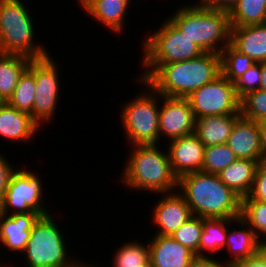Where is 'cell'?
<instances>
[{
  "instance_id": "1f68e13d",
  "label": "cell",
  "mask_w": 266,
  "mask_h": 267,
  "mask_svg": "<svg viewBox=\"0 0 266 267\" xmlns=\"http://www.w3.org/2000/svg\"><path fill=\"white\" fill-rule=\"evenodd\" d=\"M202 229L203 218L192 216L187 222L174 231L171 236L198 257V247Z\"/></svg>"
},
{
  "instance_id": "d590c367",
  "label": "cell",
  "mask_w": 266,
  "mask_h": 267,
  "mask_svg": "<svg viewBox=\"0 0 266 267\" xmlns=\"http://www.w3.org/2000/svg\"><path fill=\"white\" fill-rule=\"evenodd\" d=\"M8 161L9 160L0 154V203L4 200L12 176L18 169H14L15 165L11 166V163L9 164Z\"/></svg>"
},
{
  "instance_id": "277c9868",
  "label": "cell",
  "mask_w": 266,
  "mask_h": 267,
  "mask_svg": "<svg viewBox=\"0 0 266 267\" xmlns=\"http://www.w3.org/2000/svg\"><path fill=\"white\" fill-rule=\"evenodd\" d=\"M168 19L204 52L220 54L231 44V23L227 11L196 3L179 7Z\"/></svg>"
},
{
  "instance_id": "5b68a950",
  "label": "cell",
  "mask_w": 266,
  "mask_h": 267,
  "mask_svg": "<svg viewBox=\"0 0 266 267\" xmlns=\"http://www.w3.org/2000/svg\"><path fill=\"white\" fill-rule=\"evenodd\" d=\"M22 2L0 0V54L21 55L31 60L49 56L44 46L33 41L35 26Z\"/></svg>"
},
{
  "instance_id": "836d02e7",
  "label": "cell",
  "mask_w": 266,
  "mask_h": 267,
  "mask_svg": "<svg viewBox=\"0 0 266 267\" xmlns=\"http://www.w3.org/2000/svg\"><path fill=\"white\" fill-rule=\"evenodd\" d=\"M261 79V63H255L234 82L237 96L241 99L247 93L259 90Z\"/></svg>"
},
{
  "instance_id": "52a82bcc",
  "label": "cell",
  "mask_w": 266,
  "mask_h": 267,
  "mask_svg": "<svg viewBox=\"0 0 266 267\" xmlns=\"http://www.w3.org/2000/svg\"><path fill=\"white\" fill-rule=\"evenodd\" d=\"M148 92L127 101L121 110V123L128 143L133 145H157L159 141V113L161 94L145 81L139 80ZM147 85V86H146ZM158 97V98H157ZM158 99V100H157Z\"/></svg>"
},
{
  "instance_id": "ba28073f",
  "label": "cell",
  "mask_w": 266,
  "mask_h": 267,
  "mask_svg": "<svg viewBox=\"0 0 266 267\" xmlns=\"http://www.w3.org/2000/svg\"><path fill=\"white\" fill-rule=\"evenodd\" d=\"M143 40L142 64H169L196 58L204 53L169 19Z\"/></svg>"
},
{
  "instance_id": "f1b7e54d",
  "label": "cell",
  "mask_w": 266,
  "mask_h": 267,
  "mask_svg": "<svg viewBox=\"0 0 266 267\" xmlns=\"http://www.w3.org/2000/svg\"><path fill=\"white\" fill-rule=\"evenodd\" d=\"M241 217L247 223V225H249L254 230L256 237L265 245L266 202L254 200L249 196H245L244 198H242Z\"/></svg>"
},
{
  "instance_id": "7bdbcfd3",
  "label": "cell",
  "mask_w": 266,
  "mask_h": 267,
  "mask_svg": "<svg viewBox=\"0 0 266 267\" xmlns=\"http://www.w3.org/2000/svg\"><path fill=\"white\" fill-rule=\"evenodd\" d=\"M84 267H98V266H96V264H95V265H93V264L91 265V264H86V263H85V264H84ZM99 267H100V266H99Z\"/></svg>"
},
{
  "instance_id": "4fadbf2b",
  "label": "cell",
  "mask_w": 266,
  "mask_h": 267,
  "mask_svg": "<svg viewBox=\"0 0 266 267\" xmlns=\"http://www.w3.org/2000/svg\"><path fill=\"white\" fill-rule=\"evenodd\" d=\"M168 156L173 173L179 178L202 170L205 145L193 133L169 141Z\"/></svg>"
},
{
  "instance_id": "d6a6232c",
  "label": "cell",
  "mask_w": 266,
  "mask_h": 267,
  "mask_svg": "<svg viewBox=\"0 0 266 267\" xmlns=\"http://www.w3.org/2000/svg\"><path fill=\"white\" fill-rule=\"evenodd\" d=\"M240 113L242 117L255 122L266 120V91L259 89L243 96Z\"/></svg>"
},
{
  "instance_id": "cb8c5ba5",
  "label": "cell",
  "mask_w": 266,
  "mask_h": 267,
  "mask_svg": "<svg viewBox=\"0 0 266 267\" xmlns=\"http://www.w3.org/2000/svg\"><path fill=\"white\" fill-rule=\"evenodd\" d=\"M236 224L235 219L227 218H203V229L198 247V257H208V253H217L223 248L225 250L227 227ZM229 224V225H228Z\"/></svg>"
},
{
  "instance_id": "ac0fdd59",
  "label": "cell",
  "mask_w": 266,
  "mask_h": 267,
  "mask_svg": "<svg viewBox=\"0 0 266 267\" xmlns=\"http://www.w3.org/2000/svg\"><path fill=\"white\" fill-rule=\"evenodd\" d=\"M40 125L24 111H19L7 102L0 104V136L13 142L29 141Z\"/></svg>"
},
{
  "instance_id": "f35d334b",
  "label": "cell",
  "mask_w": 266,
  "mask_h": 267,
  "mask_svg": "<svg viewBox=\"0 0 266 267\" xmlns=\"http://www.w3.org/2000/svg\"><path fill=\"white\" fill-rule=\"evenodd\" d=\"M189 267H229L224 262L219 261L218 259H213L210 256L208 257H195Z\"/></svg>"
},
{
  "instance_id": "ffe728a7",
  "label": "cell",
  "mask_w": 266,
  "mask_h": 267,
  "mask_svg": "<svg viewBox=\"0 0 266 267\" xmlns=\"http://www.w3.org/2000/svg\"><path fill=\"white\" fill-rule=\"evenodd\" d=\"M82 9L112 32L121 33L130 4L121 0H78ZM129 5V6H128Z\"/></svg>"
},
{
  "instance_id": "4316f807",
  "label": "cell",
  "mask_w": 266,
  "mask_h": 267,
  "mask_svg": "<svg viewBox=\"0 0 266 267\" xmlns=\"http://www.w3.org/2000/svg\"><path fill=\"white\" fill-rule=\"evenodd\" d=\"M36 85L34 74L26 68L19 77L17 86L7 103L19 111L27 112L33 118V102Z\"/></svg>"
},
{
  "instance_id": "2e32d148",
  "label": "cell",
  "mask_w": 266,
  "mask_h": 267,
  "mask_svg": "<svg viewBox=\"0 0 266 267\" xmlns=\"http://www.w3.org/2000/svg\"><path fill=\"white\" fill-rule=\"evenodd\" d=\"M237 158L255 160L263 163L260 145V132L257 122L240 117L233 126L226 142Z\"/></svg>"
},
{
  "instance_id": "8d00e7d4",
  "label": "cell",
  "mask_w": 266,
  "mask_h": 267,
  "mask_svg": "<svg viewBox=\"0 0 266 267\" xmlns=\"http://www.w3.org/2000/svg\"><path fill=\"white\" fill-rule=\"evenodd\" d=\"M229 267H266V246H263L256 254L235 262Z\"/></svg>"
},
{
  "instance_id": "30bf717a",
  "label": "cell",
  "mask_w": 266,
  "mask_h": 267,
  "mask_svg": "<svg viewBox=\"0 0 266 267\" xmlns=\"http://www.w3.org/2000/svg\"><path fill=\"white\" fill-rule=\"evenodd\" d=\"M42 185L36 173L18 168L12 176L4 200L0 203L1 213H38L41 216L50 214L43 206L44 201L42 204Z\"/></svg>"
},
{
  "instance_id": "e575fe53",
  "label": "cell",
  "mask_w": 266,
  "mask_h": 267,
  "mask_svg": "<svg viewBox=\"0 0 266 267\" xmlns=\"http://www.w3.org/2000/svg\"><path fill=\"white\" fill-rule=\"evenodd\" d=\"M248 196L251 199L266 202V163H260L257 166L253 186Z\"/></svg>"
},
{
  "instance_id": "f546056e",
  "label": "cell",
  "mask_w": 266,
  "mask_h": 267,
  "mask_svg": "<svg viewBox=\"0 0 266 267\" xmlns=\"http://www.w3.org/2000/svg\"><path fill=\"white\" fill-rule=\"evenodd\" d=\"M237 159L235 153L224 143L205 147L202 172L218 174Z\"/></svg>"
},
{
  "instance_id": "f6af8a7d",
  "label": "cell",
  "mask_w": 266,
  "mask_h": 267,
  "mask_svg": "<svg viewBox=\"0 0 266 267\" xmlns=\"http://www.w3.org/2000/svg\"><path fill=\"white\" fill-rule=\"evenodd\" d=\"M121 1H125V2H127L129 4L131 0H121Z\"/></svg>"
},
{
  "instance_id": "b9f144b4",
  "label": "cell",
  "mask_w": 266,
  "mask_h": 267,
  "mask_svg": "<svg viewBox=\"0 0 266 267\" xmlns=\"http://www.w3.org/2000/svg\"><path fill=\"white\" fill-rule=\"evenodd\" d=\"M141 267H152L151 261L148 258L142 265Z\"/></svg>"
},
{
  "instance_id": "5bb4252c",
  "label": "cell",
  "mask_w": 266,
  "mask_h": 267,
  "mask_svg": "<svg viewBox=\"0 0 266 267\" xmlns=\"http://www.w3.org/2000/svg\"><path fill=\"white\" fill-rule=\"evenodd\" d=\"M177 192L164 193L152 210V221L158 226L157 235H171L192 216V211L183 196Z\"/></svg>"
},
{
  "instance_id": "9c48e42d",
  "label": "cell",
  "mask_w": 266,
  "mask_h": 267,
  "mask_svg": "<svg viewBox=\"0 0 266 267\" xmlns=\"http://www.w3.org/2000/svg\"><path fill=\"white\" fill-rule=\"evenodd\" d=\"M196 118L240 113V98L234 83L220 74L187 97Z\"/></svg>"
},
{
  "instance_id": "d6986e66",
  "label": "cell",
  "mask_w": 266,
  "mask_h": 267,
  "mask_svg": "<svg viewBox=\"0 0 266 267\" xmlns=\"http://www.w3.org/2000/svg\"><path fill=\"white\" fill-rule=\"evenodd\" d=\"M231 45L255 63L266 62V23L231 28Z\"/></svg>"
},
{
  "instance_id": "74e56055",
  "label": "cell",
  "mask_w": 266,
  "mask_h": 267,
  "mask_svg": "<svg viewBox=\"0 0 266 267\" xmlns=\"http://www.w3.org/2000/svg\"><path fill=\"white\" fill-rule=\"evenodd\" d=\"M237 1L238 0H198V3L206 8L229 12Z\"/></svg>"
},
{
  "instance_id": "d4e9b609",
  "label": "cell",
  "mask_w": 266,
  "mask_h": 267,
  "mask_svg": "<svg viewBox=\"0 0 266 267\" xmlns=\"http://www.w3.org/2000/svg\"><path fill=\"white\" fill-rule=\"evenodd\" d=\"M30 61L31 59L26 56L0 54V97L5 102L11 97L19 77Z\"/></svg>"
},
{
  "instance_id": "484cf974",
  "label": "cell",
  "mask_w": 266,
  "mask_h": 267,
  "mask_svg": "<svg viewBox=\"0 0 266 267\" xmlns=\"http://www.w3.org/2000/svg\"><path fill=\"white\" fill-rule=\"evenodd\" d=\"M231 28L266 23V0H238L228 12Z\"/></svg>"
},
{
  "instance_id": "8fae6325",
  "label": "cell",
  "mask_w": 266,
  "mask_h": 267,
  "mask_svg": "<svg viewBox=\"0 0 266 267\" xmlns=\"http://www.w3.org/2000/svg\"><path fill=\"white\" fill-rule=\"evenodd\" d=\"M33 74L36 85L33 102V119L42 125L54 116L59 100V70L52 57L32 59L27 67Z\"/></svg>"
},
{
  "instance_id": "7a4b0ae2",
  "label": "cell",
  "mask_w": 266,
  "mask_h": 267,
  "mask_svg": "<svg viewBox=\"0 0 266 267\" xmlns=\"http://www.w3.org/2000/svg\"><path fill=\"white\" fill-rule=\"evenodd\" d=\"M191 208L193 216L202 218L241 217L242 198L226 186L218 174L202 171L178 178V189Z\"/></svg>"
},
{
  "instance_id": "e0dca14e",
  "label": "cell",
  "mask_w": 266,
  "mask_h": 267,
  "mask_svg": "<svg viewBox=\"0 0 266 267\" xmlns=\"http://www.w3.org/2000/svg\"><path fill=\"white\" fill-rule=\"evenodd\" d=\"M41 217L38 213H20L0 216V244L13 252H24L31 230Z\"/></svg>"
},
{
  "instance_id": "44dd1931",
  "label": "cell",
  "mask_w": 266,
  "mask_h": 267,
  "mask_svg": "<svg viewBox=\"0 0 266 267\" xmlns=\"http://www.w3.org/2000/svg\"><path fill=\"white\" fill-rule=\"evenodd\" d=\"M241 114L211 115L196 118L194 134L206 146L227 142L234 123Z\"/></svg>"
},
{
  "instance_id": "60d3db41",
  "label": "cell",
  "mask_w": 266,
  "mask_h": 267,
  "mask_svg": "<svg viewBox=\"0 0 266 267\" xmlns=\"http://www.w3.org/2000/svg\"><path fill=\"white\" fill-rule=\"evenodd\" d=\"M261 75L260 89L266 91V62L261 63Z\"/></svg>"
},
{
  "instance_id": "4dcf8cb0",
  "label": "cell",
  "mask_w": 266,
  "mask_h": 267,
  "mask_svg": "<svg viewBox=\"0 0 266 267\" xmlns=\"http://www.w3.org/2000/svg\"><path fill=\"white\" fill-rule=\"evenodd\" d=\"M114 255V267H141L149 258V247L132 241L119 247Z\"/></svg>"
},
{
  "instance_id": "7c38bea8",
  "label": "cell",
  "mask_w": 266,
  "mask_h": 267,
  "mask_svg": "<svg viewBox=\"0 0 266 267\" xmlns=\"http://www.w3.org/2000/svg\"><path fill=\"white\" fill-rule=\"evenodd\" d=\"M159 113V139L163 135L170 140L193 134L195 116L187 98L161 95Z\"/></svg>"
},
{
  "instance_id": "3957f363",
  "label": "cell",
  "mask_w": 266,
  "mask_h": 267,
  "mask_svg": "<svg viewBox=\"0 0 266 267\" xmlns=\"http://www.w3.org/2000/svg\"><path fill=\"white\" fill-rule=\"evenodd\" d=\"M122 172L121 182L130 190L164 194L178 188L167 149L164 153L157 145H133Z\"/></svg>"
},
{
  "instance_id": "603a6c76",
  "label": "cell",
  "mask_w": 266,
  "mask_h": 267,
  "mask_svg": "<svg viewBox=\"0 0 266 267\" xmlns=\"http://www.w3.org/2000/svg\"><path fill=\"white\" fill-rule=\"evenodd\" d=\"M259 163L255 160L237 158L218 173L220 180L241 198L248 196Z\"/></svg>"
},
{
  "instance_id": "8992f818",
  "label": "cell",
  "mask_w": 266,
  "mask_h": 267,
  "mask_svg": "<svg viewBox=\"0 0 266 267\" xmlns=\"http://www.w3.org/2000/svg\"><path fill=\"white\" fill-rule=\"evenodd\" d=\"M52 215L41 216L31 230L24 251L29 267H84L83 262L73 260L67 253V243ZM69 255V256H68ZM68 257L70 259H68Z\"/></svg>"
},
{
  "instance_id": "ab89813d",
  "label": "cell",
  "mask_w": 266,
  "mask_h": 267,
  "mask_svg": "<svg viewBox=\"0 0 266 267\" xmlns=\"http://www.w3.org/2000/svg\"><path fill=\"white\" fill-rule=\"evenodd\" d=\"M260 132V145L263 152V163H266V120L257 122Z\"/></svg>"
},
{
  "instance_id": "6da1fadb",
  "label": "cell",
  "mask_w": 266,
  "mask_h": 267,
  "mask_svg": "<svg viewBox=\"0 0 266 267\" xmlns=\"http://www.w3.org/2000/svg\"><path fill=\"white\" fill-rule=\"evenodd\" d=\"M140 80L167 97L187 98L193 91L221 74L220 54L204 52L200 56L169 64H143Z\"/></svg>"
},
{
  "instance_id": "83f0119b",
  "label": "cell",
  "mask_w": 266,
  "mask_h": 267,
  "mask_svg": "<svg viewBox=\"0 0 266 267\" xmlns=\"http://www.w3.org/2000/svg\"><path fill=\"white\" fill-rule=\"evenodd\" d=\"M255 62L247 55L241 54L231 44L227 45L220 53L221 74L234 83Z\"/></svg>"
},
{
  "instance_id": "7402d4cb",
  "label": "cell",
  "mask_w": 266,
  "mask_h": 267,
  "mask_svg": "<svg viewBox=\"0 0 266 267\" xmlns=\"http://www.w3.org/2000/svg\"><path fill=\"white\" fill-rule=\"evenodd\" d=\"M235 222L241 228L232 232L227 229L225 248L232 255L231 258H228L229 260L224 261L228 266L256 254L264 246L256 237L254 230L249 225L247 226L242 217L236 218Z\"/></svg>"
},
{
  "instance_id": "ee69618b",
  "label": "cell",
  "mask_w": 266,
  "mask_h": 267,
  "mask_svg": "<svg viewBox=\"0 0 266 267\" xmlns=\"http://www.w3.org/2000/svg\"><path fill=\"white\" fill-rule=\"evenodd\" d=\"M5 101L0 97V104L4 103Z\"/></svg>"
},
{
  "instance_id": "9a60e30c",
  "label": "cell",
  "mask_w": 266,
  "mask_h": 267,
  "mask_svg": "<svg viewBox=\"0 0 266 267\" xmlns=\"http://www.w3.org/2000/svg\"><path fill=\"white\" fill-rule=\"evenodd\" d=\"M152 267H189L196 255L171 235L155 234L148 241Z\"/></svg>"
}]
</instances>
